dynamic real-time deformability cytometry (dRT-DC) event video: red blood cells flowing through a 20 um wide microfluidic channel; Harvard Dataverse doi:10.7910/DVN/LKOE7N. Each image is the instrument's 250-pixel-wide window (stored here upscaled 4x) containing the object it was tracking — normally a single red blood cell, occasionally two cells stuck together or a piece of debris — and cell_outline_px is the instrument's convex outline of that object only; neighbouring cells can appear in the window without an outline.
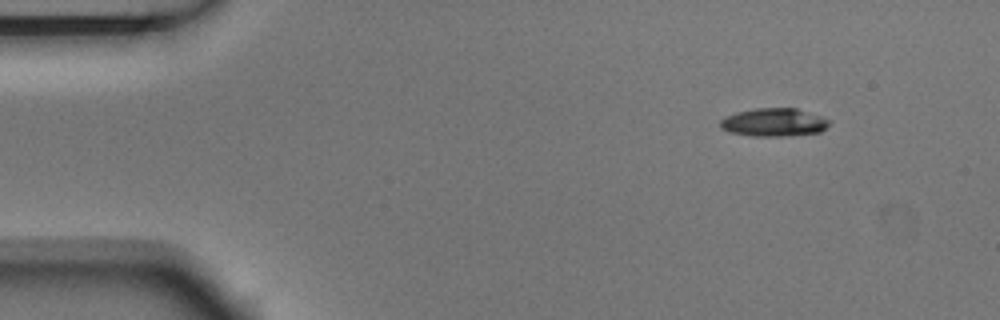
{"species": "Egyptian fruit bat (a non-hibernating species)", "species_latin": "Rousettus aegyptiacus", "temperature_condition": "room temperature", "stored_images_in_passage": 7, "camera_frame_rate_fps": 3000, "um_per_image_px": 0.085, "animal": {"sex": "male"}, "frame": {"image": 1, "passage_image": 1, "time_ms": 0.0, "image_size_px": [1000, 320], "cell_outline_px": [[832, 120], [820, 132], [784, 136], [752, 136], [728, 132], [720, 128], [720, 120], [736, 112], [756, 108], [796, 108]], "centroid_in_image_um": [65.76, 10.4], "position_along_channel_um": 19.2, "area_um2": 17.8}}
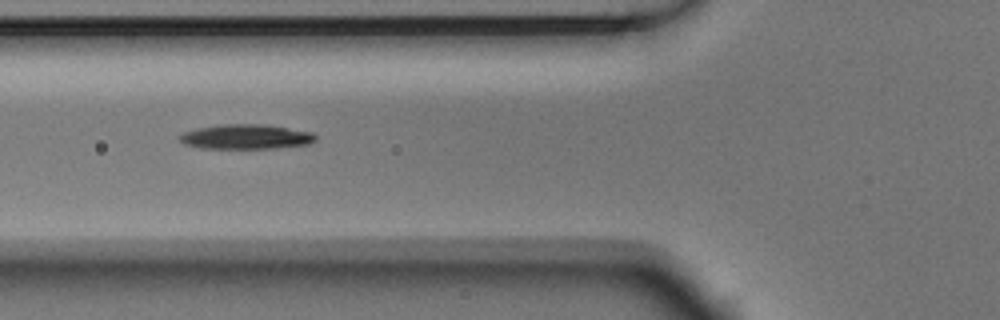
{"frame": {"image": 2, "passage_image": 5, "time_ms": 1.333, "image_size_px": [1000, 320], "cell_outline_px": [[316, 140], [308, 144], [272, 148], [200, 148], [184, 144], [180, 140], [180, 136], [184, 132], [196, 128], [220, 124], [264, 124], [312, 132], [316, 136]], "centroid_in_image_um": [20.89, 11.62], "position_along_channel_um": 104.9, "area_um2": 19.48}}
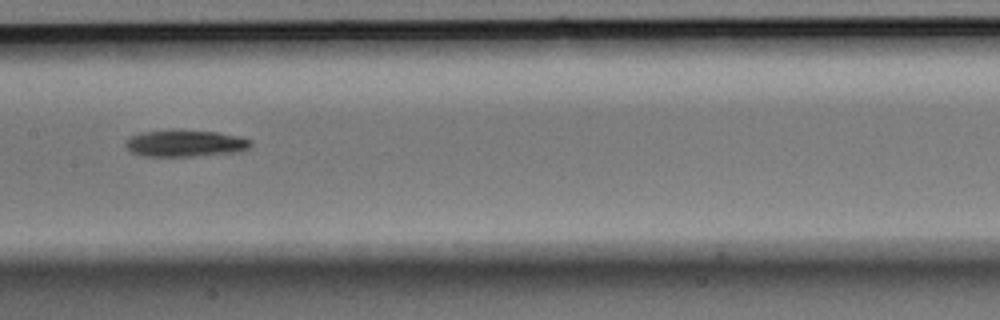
{"frame": {"image": 3, "passage_image": 7, "time_ms": 2.0, "image_size_px": [1000, 320], "cell_outline_px": [[252, 144], [248, 148], [240, 152], [192, 156], [140, 156], [128, 152], [124, 144], [124, 140], [140, 132], [172, 128], [216, 132], [240, 136], [252, 140]], "centroid_in_image_um": [15.69, 12.16], "position_along_channel_um": 191.7, "area_um2": 20.23}}